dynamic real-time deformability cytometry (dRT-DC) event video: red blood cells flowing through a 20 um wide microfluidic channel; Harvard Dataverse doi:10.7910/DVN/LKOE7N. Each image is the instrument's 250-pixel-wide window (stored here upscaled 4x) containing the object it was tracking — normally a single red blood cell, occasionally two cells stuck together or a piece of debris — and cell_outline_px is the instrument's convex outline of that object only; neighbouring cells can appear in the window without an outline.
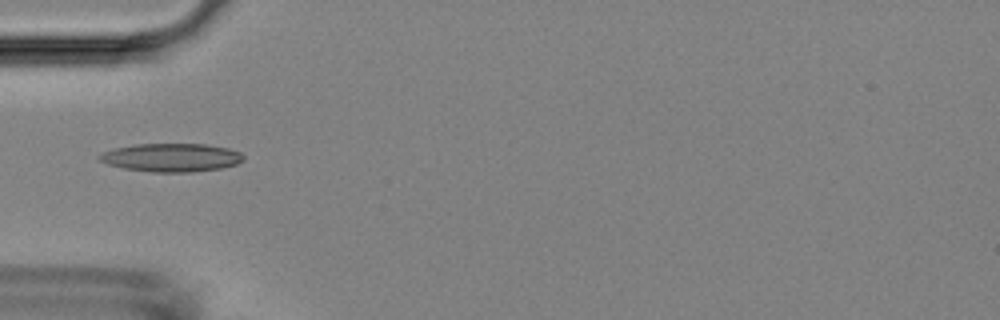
{"species": "Egyptian fruit bat (a non-hibernating species)", "species_latin": "Rousettus aegyptiacus", "temperature_condition": "room temperature", "stored_images_in_passage": 8, "camera_frame_rate_fps": 3000, "um_per_image_px": 0.085, "animal": {"sex": "female"}, "frame": {"image": 1, "passage_image": 5, "time_ms": 1.333, "image_size_px": [1000, 320], "cell_outline_px": [[244, 160], [236, 164], [220, 168], [192, 172], [152, 172], [124, 168], [108, 164], [100, 160], [96, 156], [112, 148], [136, 144], [208, 144], [228, 148], [240, 152], [244, 156]], "centroid_in_image_um": [14.57, 13.38], "position_along_channel_um": 70.4, "area_um2": 23.81}}
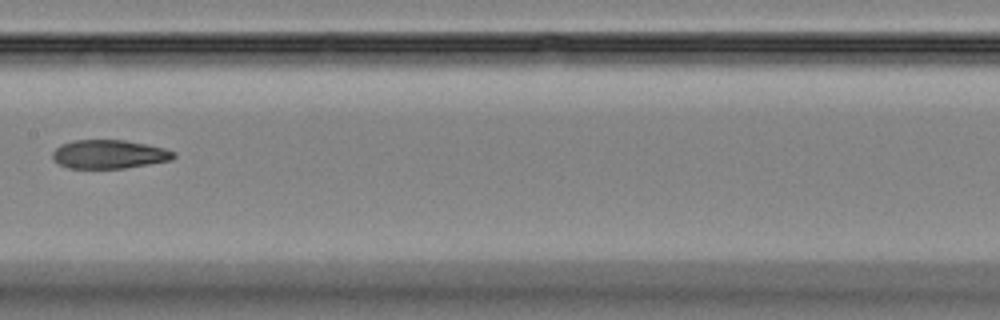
{"frame": {"image": 2, "passage_image": 8, "time_ms": 2.333, "image_size_px": [1000, 320], "cell_outline_px": [[176, 156], [172, 160], [124, 168], [68, 168], [52, 160], [52, 152], [60, 144], [72, 140], [124, 140], [164, 148], [176, 152]], "centroid_in_image_um": [9.25, 13.11], "position_along_channel_um": 198.1, "area_um2": 20.29}}